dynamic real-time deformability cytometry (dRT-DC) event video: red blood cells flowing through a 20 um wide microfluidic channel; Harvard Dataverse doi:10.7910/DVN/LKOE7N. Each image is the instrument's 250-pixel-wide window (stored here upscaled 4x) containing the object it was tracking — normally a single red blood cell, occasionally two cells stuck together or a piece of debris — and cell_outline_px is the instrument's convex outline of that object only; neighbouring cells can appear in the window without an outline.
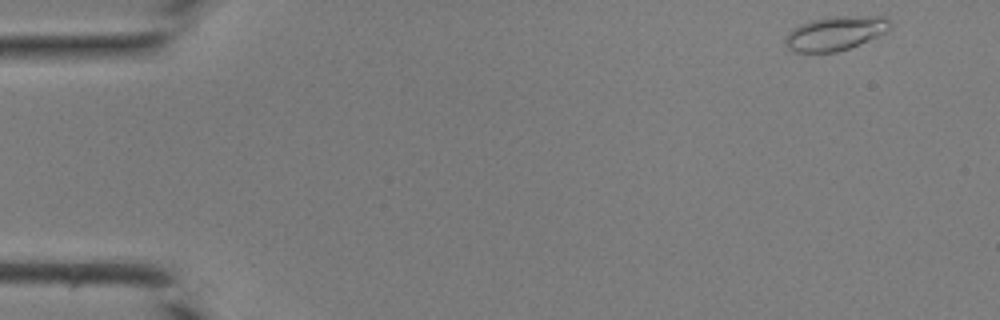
{"species": "common noctule bat (a hibernating species)", "species_latin": "Nyctalus noctula", "temperature_condition": "room temperature", "stored_images_in_passage": 17, "camera_frame_rate_fps": 3000, "um_per_image_px": 0.085, "animal": {"sex": "male", "body_mass_g": 19.0, "forearm_length_mm": 50.8}, "frame": {"image": 1, "passage_image": 1, "time_ms": 0.0, "image_size_px": [1000, 320], "cell_outline_px": [[892, 20], [888, 28], [884, 32], [868, 40], [848, 48], [836, 52], [792, 52], [784, 44], [784, 36], [792, 28], [800, 24], [812, 20], [836, 16], [888, 16]], "centroid_in_image_um": [70.96, 2.82], "position_along_channel_um": 14.0, "area_um2": 20.81}}
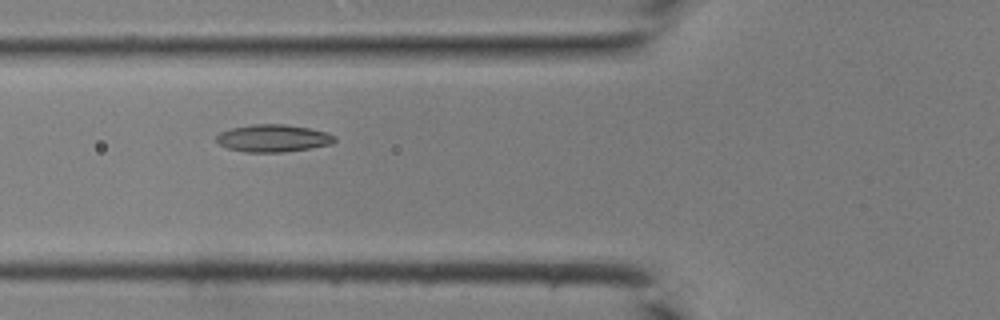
{"frame": {"image": 2, "passage_image": 15, "time_ms": 4.667, "image_size_px": [1000, 320], "cell_outline_px": [[336, 140], [332, 144], [284, 152], [244, 152], [228, 148], [220, 144], [216, 140], [216, 136], [220, 132], [232, 128], [252, 124], [284, 124], [308, 128], [324, 132], [336, 136]], "centroid_in_image_um": [23.2, 11.75], "position_along_channel_um": 102.6, "area_um2": 18.73}}
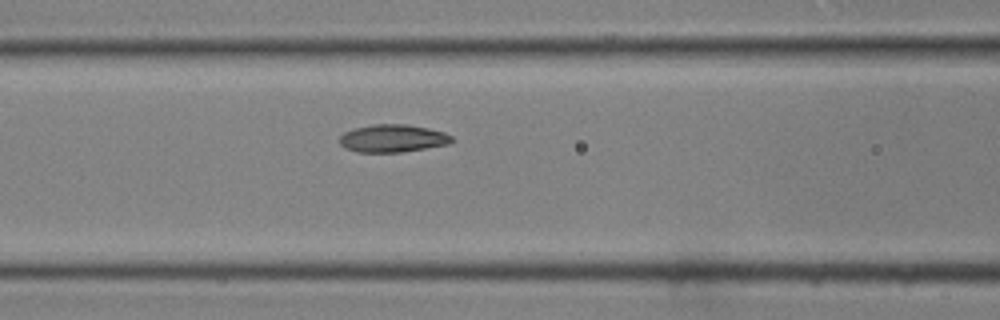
{"frame": {"image": 3, "passage_image": 17, "time_ms": 5.333, "image_size_px": [1000, 320], "cell_outline_px": [[456, 140], [448, 144], [404, 152], [356, 152], [344, 148], [340, 144], [340, 136], [344, 132], [356, 128], [372, 124], [408, 124], [428, 128], [444, 132], [452, 136]], "centroid_in_image_um": [33.4, 11.76], "position_along_channel_um": 133.2, "area_um2": 18.26}}